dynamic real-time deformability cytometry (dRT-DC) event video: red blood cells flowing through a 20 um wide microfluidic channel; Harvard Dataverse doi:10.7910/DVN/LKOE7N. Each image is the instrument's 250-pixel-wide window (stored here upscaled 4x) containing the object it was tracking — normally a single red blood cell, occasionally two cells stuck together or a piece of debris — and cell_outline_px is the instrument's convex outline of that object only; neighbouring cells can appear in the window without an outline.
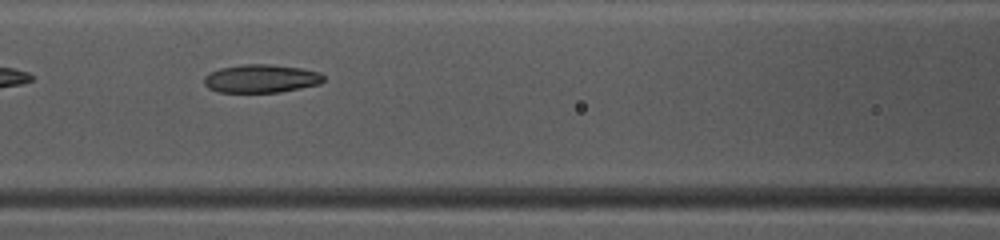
{"species": "common noctule bat (a hibernating species)", "species_latin": "Nyctalus noctula", "temperature_condition": "warm", "stored_images_in_passage": 33, "camera_frame_rate_fps": 3000, "um_per_image_px": 0.085, "animal": {"sex": "female", "body_mass_g": 10.0, "forearm_length_mm": 53.1}, "frame": {"image": 1, "passage_image": 6, "time_ms": 1.667, "image_size_px": [1000, 240], "cell_outline_px": [[324, 80], [320, 84], [280, 92], [216, 92], [208, 88], [204, 84], [204, 76], [220, 68], [244, 64], [272, 64], [300, 68], [320, 72], [324, 76]], "centroid_in_image_um": [22.2, 6.68], "position_along_channel_um": 144.4, "area_um2": 19.71}}
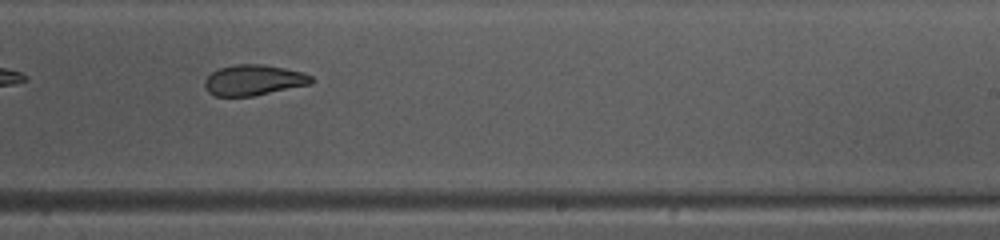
{"frame": {"image": 2, "passage_image": 15, "time_ms": 4.667, "image_size_px": [1000, 240], "cell_outline_px": [[312, 84], [252, 96], [216, 96], [208, 92], [204, 84], [204, 80], [212, 72], [220, 68], [236, 64], [264, 64], [304, 72], [312, 76]], "centroid_in_image_um": [21.57, 6.8], "position_along_channel_um": 267.4, "area_um2": 19.02}, "authors_computed_cell_mechanics": {"area_um2": 20.3456, "velocity_mm_per_s": 4.1095, "shape_relaxation_time_tau1_ms": 10.2655, "shape_relaxation_time_tau2_ms": 2.5177, "deformation_change_tau1": 0.2491, "deformation_change_tau2": 0.0867}}